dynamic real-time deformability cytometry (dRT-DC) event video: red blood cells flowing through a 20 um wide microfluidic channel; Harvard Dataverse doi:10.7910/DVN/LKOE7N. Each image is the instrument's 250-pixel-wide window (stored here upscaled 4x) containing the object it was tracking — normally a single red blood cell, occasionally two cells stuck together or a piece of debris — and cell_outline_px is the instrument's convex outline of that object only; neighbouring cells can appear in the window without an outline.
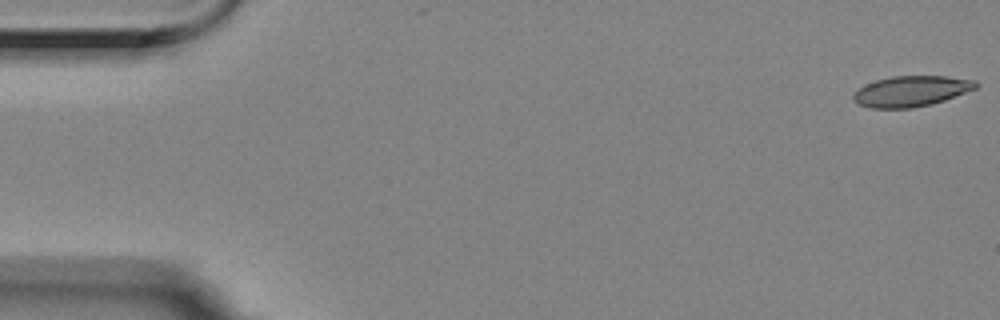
{"species": "Egyptian fruit bat (a non-hibernating species)", "species_latin": "Rousettus aegyptiacus", "temperature_condition": "room temperature", "stored_images_in_passage": 56, "camera_frame_rate_fps": 3000, "um_per_image_px": 0.085, "animal": {"sex": "female"}, "frame": {"image": 1, "passage_image": 1, "time_ms": 0.0, "image_size_px": [1000, 320], "cell_outline_px": [[980, 84], [976, 88], [944, 100], [912, 108], [872, 108], [860, 104], [852, 96], [860, 88], [876, 80], [892, 76], [944, 76], [976, 80]], "centroid_in_image_um": [77.49, 7.74], "position_along_channel_um": 7.5, "area_um2": 21.44}}
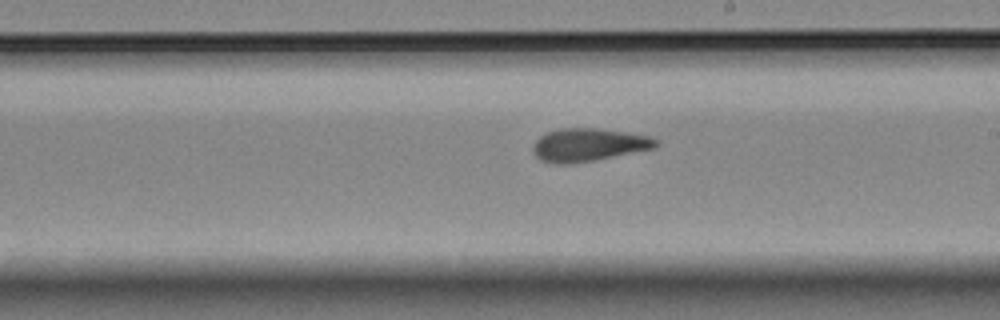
{"frame": {"image": 2, "passage_image": 32, "time_ms": 10.333, "image_size_px": [1000, 320], "cell_outline_px": [[660, 144], [652, 148], [592, 160], [568, 164], [552, 164], [540, 160], [532, 152], [532, 148], [536, 140], [540, 136], [548, 132], [560, 128], [596, 128], [648, 136], [656, 140]], "centroid_in_image_um": [49.93, 12.31], "position_along_channel_um": 239.1, "area_um2": 23.18}}
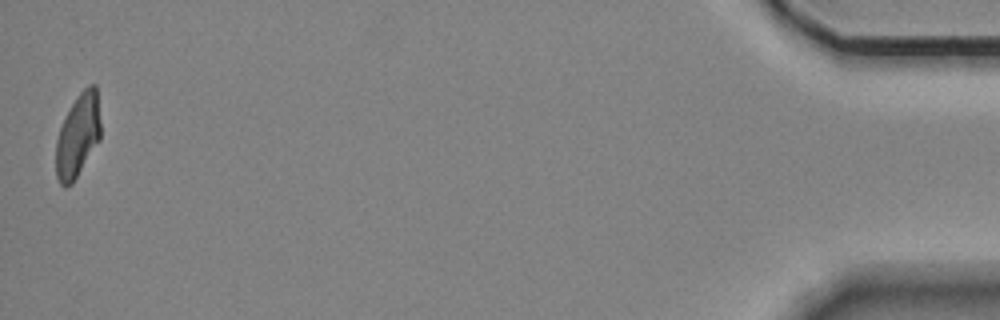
{"frame": {"image": 3, "passage_image": 56, "time_ms": 18.333, "image_size_px": [1000, 320], "cell_outline_px": [[100, 140], [72, 184], [64, 188], [60, 184], [56, 176], [56, 140], [60, 128], [76, 96], [88, 84], [96, 84], [100, 120]], "centroid_in_image_um": [6.62, 11.54], "position_along_channel_um": 428.6, "area_um2": 21.68}, "authors_computed_cell_mechanics": {"area_um2": 23.0333, "velocity_mm_per_s": 3.5213, "shape_relaxation_time_tau1_ms": null, "shape_relaxation_time_tau2_ms": 4.2733, "deformation_change_tau1": null, "deformation_change_tau2": 0.1131}}